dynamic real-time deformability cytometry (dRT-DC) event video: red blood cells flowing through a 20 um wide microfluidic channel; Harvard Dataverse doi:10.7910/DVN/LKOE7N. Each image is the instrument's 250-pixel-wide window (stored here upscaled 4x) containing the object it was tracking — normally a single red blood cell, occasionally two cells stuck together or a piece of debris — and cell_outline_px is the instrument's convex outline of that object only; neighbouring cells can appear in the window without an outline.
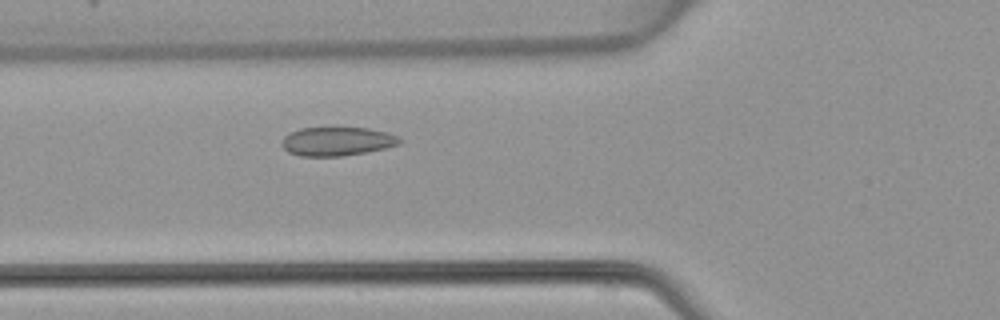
{"species": "common noctule bat (a hibernating species)", "species_latin": "Nyctalus noctula", "temperature_condition": "warm", "stored_images_in_passage": 33, "camera_frame_rate_fps": 3000, "um_per_image_px": 0.085, "animal": {"sex": "female", "body_mass_g": 22.7, "forearm_length_mm": 54.2}, "frame": {"image": 1, "passage_image": 7, "time_ms": 2.0, "image_size_px": [1000, 320], "cell_outline_px": [[400, 144], [384, 148], [344, 156], [300, 156], [288, 152], [280, 144], [284, 136], [300, 128], [368, 128], [384, 132], [396, 136], [400, 140]], "centroid_in_image_um": [28.59, 12.02], "position_along_channel_um": 97.2, "area_um2": 19.48}}
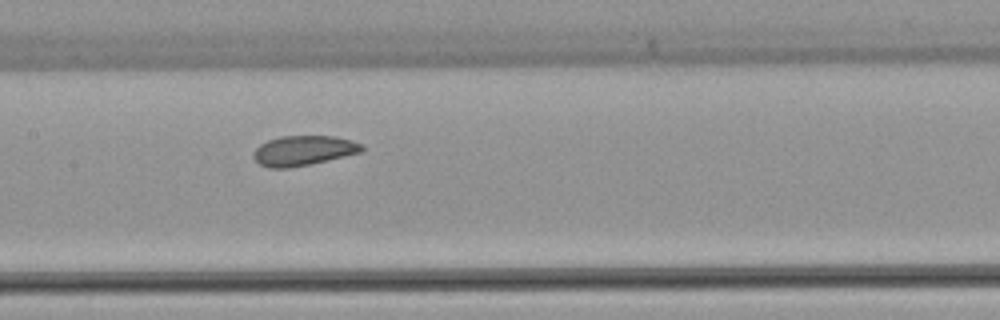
{"frame": {"image": 2, "passage_image": 13, "time_ms": 4.0, "image_size_px": [1000, 320], "cell_outline_px": [[364, 152], [312, 164], [288, 168], [268, 168], [260, 164], [252, 156], [252, 152], [260, 144], [268, 140], [280, 136], [336, 136], [352, 140], [360, 144], [364, 148]], "centroid_in_image_um": [25.8, 12.8], "position_along_channel_um": 181.6, "area_um2": 19.13}}
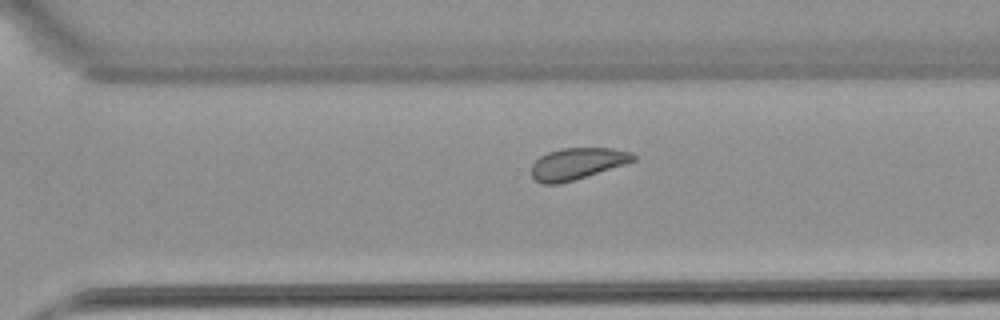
{"frame": {"image": 3, "passage_image": 23, "time_ms": 7.333, "image_size_px": [1000, 320], "cell_outline_px": [[636, 160], [576, 180], [560, 184], [540, 184], [532, 176], [532, 164], [540, 156], [548, 152], [560, 148], [612, 148], [632, 152], [636, 156]], "centroid_in_image_um": [49.05, 13.91], "position_along_channel_um": 321.5, "area_um2": 18.84}}